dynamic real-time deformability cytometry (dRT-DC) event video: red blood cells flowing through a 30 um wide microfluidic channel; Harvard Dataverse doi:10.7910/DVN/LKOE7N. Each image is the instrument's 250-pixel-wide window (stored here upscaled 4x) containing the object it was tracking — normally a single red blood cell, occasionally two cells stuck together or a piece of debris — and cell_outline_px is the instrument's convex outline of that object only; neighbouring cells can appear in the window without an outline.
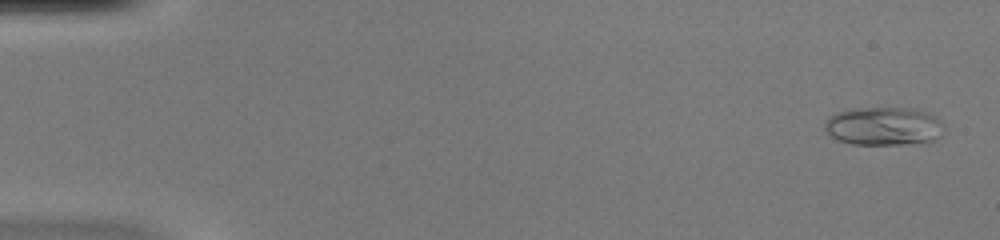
{"species": "common noctule bat (a hibernating species)", "species_latin": "Nyctalus noctula", "temperature_condition": "warm", "stored_images_in_passage": 50, "camera_frame_rate_fps": 3000, "um_per_image_px": 0.085, "animal": {"sex": "female", "body_mass_g": 20.0, "forearm_length_mm": 54.0}, "frame": {"image": 1, "passage_image": 2, "time_ms": 0.333, "image_size_px": [1000, 240], "cell_outline_px": [[944, 128], [940, 136], [932, 140], [904, 144], [852, 144], [836, 140], [824, 128], [824, 124], [828, 116], [836, 112], [852, 108], [920, 108], [936, 116], [944, 124]], "centroid_in_image_um": [75.11, 10.7], "position_along_channel_um": 9.9, "area_um2": 26.93}}
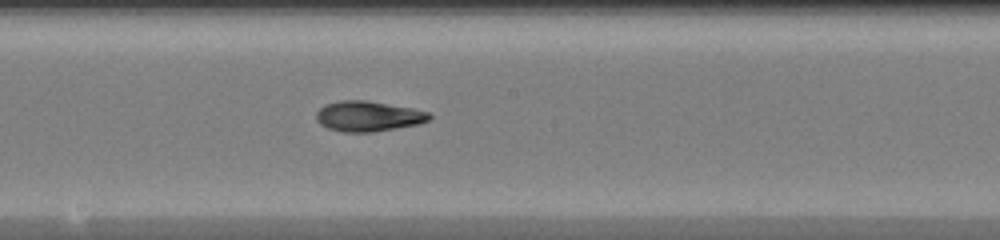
{"frame": {"image": 2, "passage_image": 28, "time_ms": 9.0, "image_size_px": [1000, 240], "cell_outline_px": [[432, 116], [428, 120], [420, 124], [372, 132], [344, 132], [328, 128], [320, 124], [316, 120], [316, 112], [324, 104], [340, 100], [364, 100], [412, 108], [428, 112]], "centroid_in_image_um": [31.27, 9.88], "position_along_channel_um": 216.9, "area_um2": 19.94}}
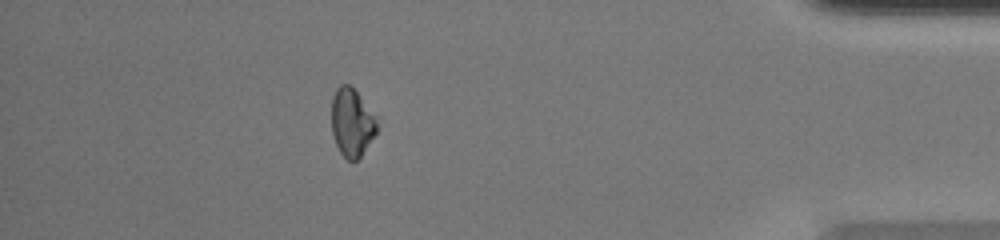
{"frame": {"image": 3, "passage_image": 45, "time_ms": 14.667, "image_size_px": [1000, 240], "cell_outline_px": [[376, 132], [360, 156], [356, 160], [348, 160], [340, 152], [336, 144], [332, 132], [332, 96], [336, 88], [340, 84], [348, 84], [356, 92], [376, 116]], "centroid_in_image_um": [29.88, 10.39], "position_along_channel_um": 405.3, "area_um2": 17.63}, "authors_computed_cell_mechanics": {"area_um2": 19.6231, "velocity_mm_per_s": 4.102, "shape_relaxation_time_tau1_ms": 5.4261, "shape_relaxation_time_tau2_ms": 2.4548, "deformation_change_tau1": 0.2155, "deformation_change_tau2": 0.0729}}